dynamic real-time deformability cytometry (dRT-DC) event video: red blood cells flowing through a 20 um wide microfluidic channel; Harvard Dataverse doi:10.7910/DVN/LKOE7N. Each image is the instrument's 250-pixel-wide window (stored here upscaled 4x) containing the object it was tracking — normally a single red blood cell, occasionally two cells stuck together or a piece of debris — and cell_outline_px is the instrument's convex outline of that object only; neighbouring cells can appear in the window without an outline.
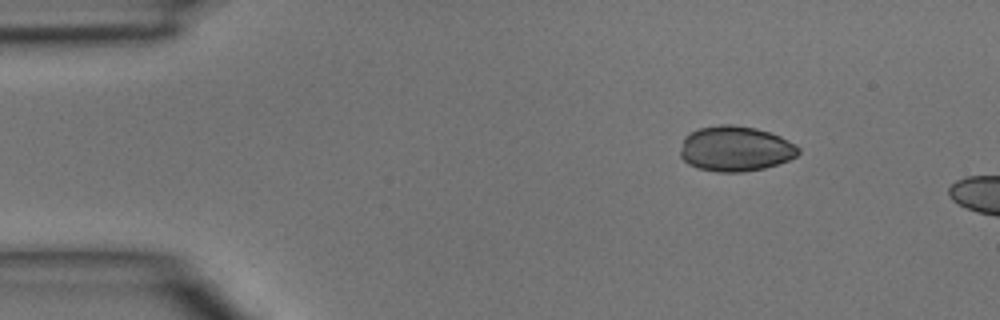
{"species": "common noctule bat (a hibernating species)", "species_latin": "Nyctalus noctula", "temperature_condition": "room temperature", "stored_images_in_passage": 6, "camera_frame_rate_fps": 3000, "um_per_image_px": 0.085, "animal": {"sex": "male", "body_mass_g": 15.6}, "frame": {"image": 1, "passage_image": 1, "time_ms": 0.0, "image_size_px": [1000, 320], "cell_outline_px": [[800, 152], [796, 156], [788, 160], [764, 168], [744, 172], [716, 172], [696, 168], [688, 164], [680, 156], [680, 152], [684, 136], [688, 132], [700, 128], [720, 124], [732, 124], [756, 128], [780, 136], [796, 144], [800, 148]], "centroid_in_image_um": [62.49, 12.64], "position_along_channel_um": 22.5, "area_um2": 31.39}}